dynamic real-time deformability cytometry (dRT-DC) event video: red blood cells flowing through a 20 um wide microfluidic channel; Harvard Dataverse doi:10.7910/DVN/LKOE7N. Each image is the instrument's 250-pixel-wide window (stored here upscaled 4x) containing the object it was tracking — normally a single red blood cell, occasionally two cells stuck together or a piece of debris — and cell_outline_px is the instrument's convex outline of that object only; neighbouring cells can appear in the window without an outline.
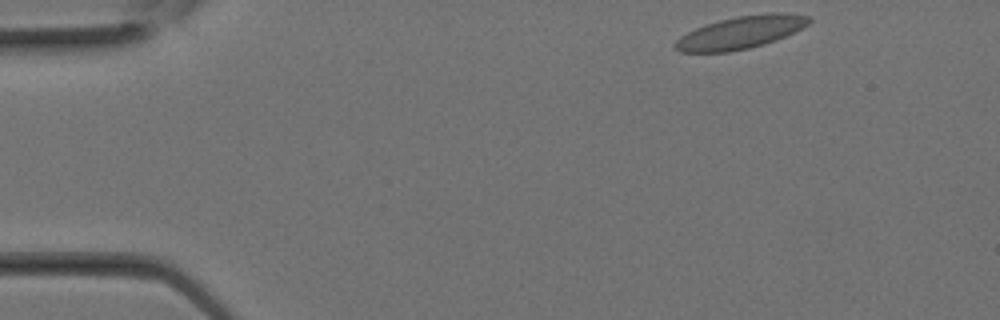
{"species": "Egyptian fruit bat (a non-hibernating species)", "species_latin": "Rousettus aegyptiacus", "temperature_condition": "room temperature", "stored_images_in_passage": 13, "camera_frame_rate_fps": 3000, "um_per_image_px": 0.085, "animal": {"sex": "female"}, "frame": {"image": 1, "passage_image": 1, "time_ms": 0.0, "image_size_px": [1000, 320], "cell_outline_px": [[812, 20], [808, 24], [776, 40], [764, 44], [748, 48], [728, 52], [680, 52], [672, 44], [680, 36], [696, 28], [720, 20], [736, 16], [772, 12], [784, 12], [808, 16]], "centroid_in_image_um": [62.94, 2.75], "position_along_channel_um": 22.1, "area_um2": 25.14}}
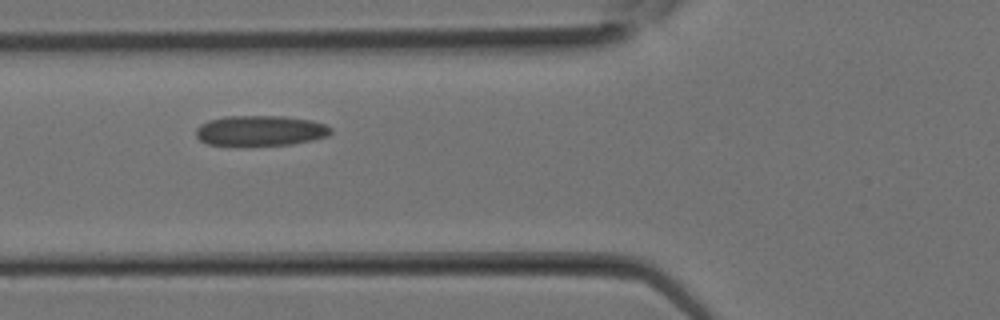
{"frame": {"image": 2, "passage_image": 8, "time_ms": 2.333, "image_size_px": [1000, 320], "cell_outline_px": [[332, 132], [328, 136], [312, 140], [292, 144], [244, 148], [208, 144], [200, 140], [196, 136], [196, 128], [200, 124], [208, 120], [228, 116], [284, 116], [312, 120], [324, 124], [332, 128]], "centroid_in_image_um": [22.1, 11.14], "position_along_channel_um": 103.7, "area_um2": 24.74}}
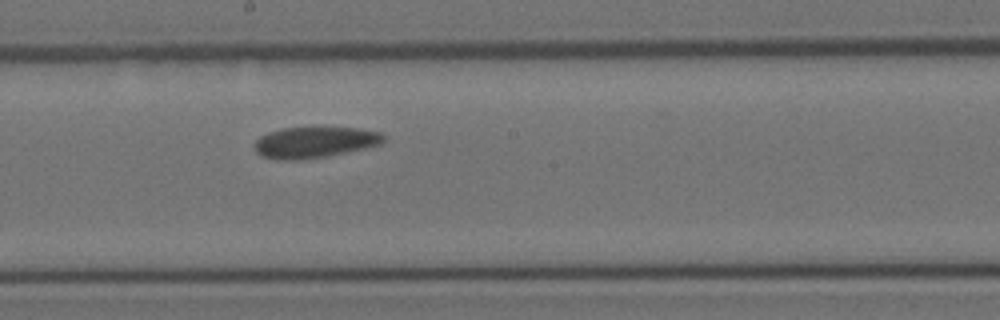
{"frame": {"image": 3, "passage_image": 13, "time_ms": 4.0, "image_size_px": [1000, 320], "cell_outline_px": [[384, 140], [380, 144], [364, 148], [328, 156], [300, 160], [276, 160], [260, 156], [256, 152], [256, 140], [260, 136], [268, 132], [280, 128], [356, 128], [380, 132], [384, 136]], "centroid_in_image_um": [26.7, 12.11], "position_along_channel_um": 221.5, "area_um2": 23.24}}